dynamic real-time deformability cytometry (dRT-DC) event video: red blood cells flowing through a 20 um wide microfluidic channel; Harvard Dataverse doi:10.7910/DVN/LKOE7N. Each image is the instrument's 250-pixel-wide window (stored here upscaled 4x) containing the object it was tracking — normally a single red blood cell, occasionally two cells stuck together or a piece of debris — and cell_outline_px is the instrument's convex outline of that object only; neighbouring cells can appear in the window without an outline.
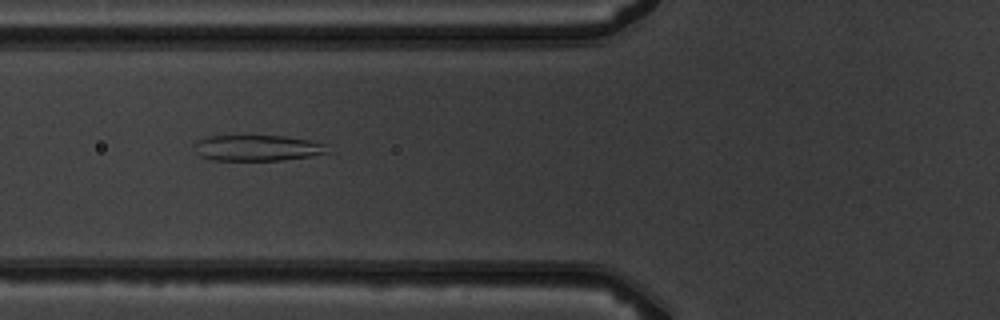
{"species": "common noctule bat (a hibernating species)", "species_latin": "Nyctalus noctula", "temperature_condition": "warm", "stored_images_in_passage": 9, "camera_frame_rate_fps": 3000, "um_per_image_px": 0.085, "animal": {"sex": "male", "body_mass_g": 19.5, "forearm_length_mm": 54.6}, "frame": {"image": 1, "passage_image": 6, "time_ms": 5.667, "image_size_px": [1000, 320], "cell_outline_px": [[328, 152], [312, 156], [284, 160], [212, 160], [200, 156], [196, 152], [192, 144], [196, 140], [208, 136], [284, 136], [308, 140], [324, 144]], "centroid_in_image_um": [21.8, 12.58], "position_along_channel_um": 104.0, "area_um2": 20.06}}
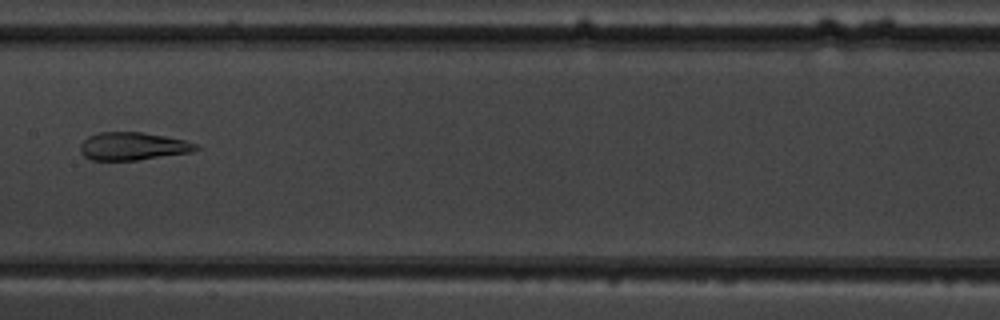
{"frame": {"image": 2, "passage_image": 8, "time_ms": 8.0, "image_size_px": [1000, 320], "cell_outline_px": [[200, 148], [192, 152], [136, 160], [88, 160], [80, 152], [80, 144], [88, 136], [100, 132], [144, 132], [184, 140], [196, 144]], "centroid_in_image_um": [11.26, 12.43], "position_along_channel_um": 196.1, "area_um2": 18.79}}
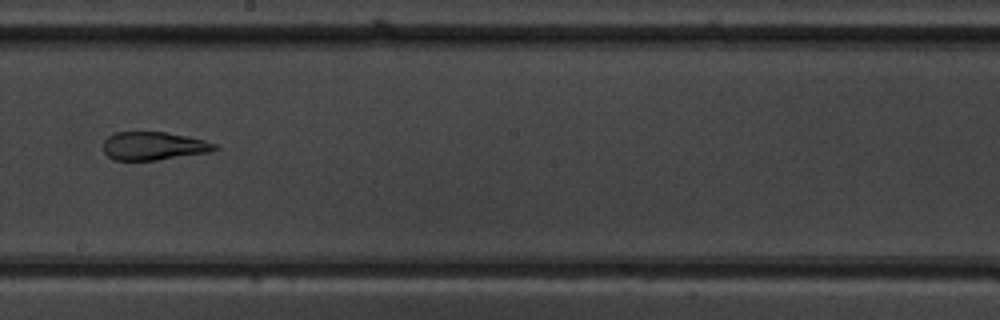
{"frame": {"image": 3, "passage_image": 9, "time_ms": 9.0, "image_size_px": [1000, 320], "cell_outline_px": [[220, 148], [212, 152], [156, 160], [112, 160], [104, 152], [104, 140], [108, 136], [116, 132], [164, 132], [188, 136], [204, 140], [216, 144]], "centroid_in_image_um": [13.08, 12.41], "position_along_channel_um": 235.1, "area_um2": 18.44}}